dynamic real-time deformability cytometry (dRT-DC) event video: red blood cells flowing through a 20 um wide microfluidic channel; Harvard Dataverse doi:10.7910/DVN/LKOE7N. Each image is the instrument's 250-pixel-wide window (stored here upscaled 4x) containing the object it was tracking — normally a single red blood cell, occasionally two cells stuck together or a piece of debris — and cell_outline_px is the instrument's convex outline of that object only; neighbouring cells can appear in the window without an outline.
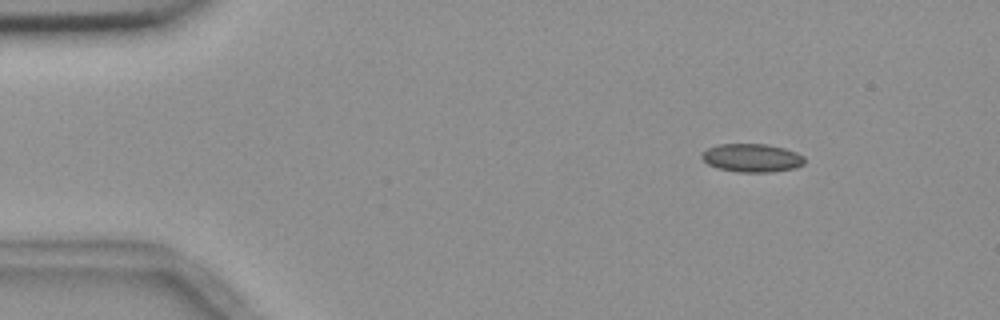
{"species": "common noctule bat (a hibernating species)", "species_latin": "Nyctalus noctula", "temperature_condition": "room temperature", "stored_images_in_passage": 6, "segment_of_instrument_passage": [1, 2], "camera_frame_rate_fps": 3000, "um_per_image_px": 0.085, "animal": {"sex": "female", "body_mass_g": 18.4}, "frame": {"image": 1, "passage_image": 3, "time_ms": 2.333, "image_size_px": [1000, 320], "cell_outline_px": [[804, 164], [796, 168], [772, 172], [736, 172], [720, 168], [708, 164], [700, 156], [700, 152], [716, 144], [768, 144], [784, 148], [796, 152], [804, 156]], "centroid_in_image_um": [63.91, 13.41], "position_along_channel_um": 21.1, "area_um2": 17.11}}